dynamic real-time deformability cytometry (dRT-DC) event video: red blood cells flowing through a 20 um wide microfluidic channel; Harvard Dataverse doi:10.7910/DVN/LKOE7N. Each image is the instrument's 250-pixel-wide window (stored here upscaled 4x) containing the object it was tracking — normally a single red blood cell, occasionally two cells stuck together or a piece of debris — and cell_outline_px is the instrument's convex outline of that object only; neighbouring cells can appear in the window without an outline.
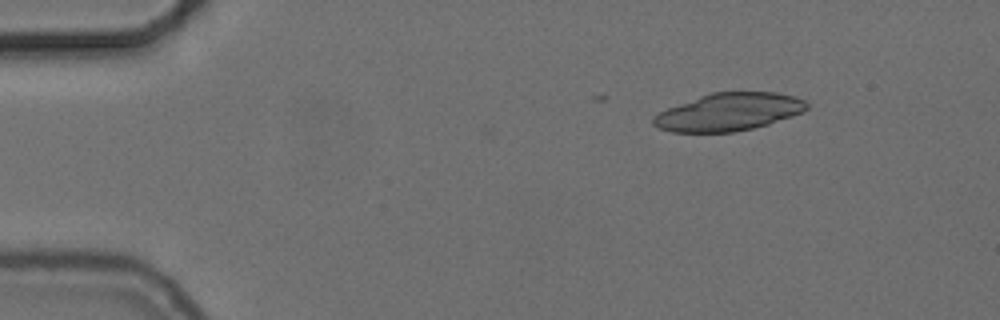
{"species": "common noctule bat (a hibernating species)", "species_latin": "Nyctalus noctula", "temperature_condition": "cold", "stored_images_in_passage": 5, "camera_frame_rate_fps": 3000, "um_per_image_px": 0.085, "animal": {"sex": "female", "body_mass_g": 24.6, "forearm_length_mm": 56.2}, "frame": {"image": 1, "passage_image": 1, "time_ms": 0.0, "image_size_px": [1000, 320], "cell_outline_px": [[808, 108], [804, 112], [768, 124], [752, 128], [732, 132], [672, 132], [660, 128], [652, 124], [652, 116], [668, 108], [700, 96], [712, 92], [776, 92], [796, 96], [804, 100], [808, 104]], "centroid_in_image_um": [61.97, 9.51], "position_along_channel_um": 23.0, "area_um2": 33.58}}